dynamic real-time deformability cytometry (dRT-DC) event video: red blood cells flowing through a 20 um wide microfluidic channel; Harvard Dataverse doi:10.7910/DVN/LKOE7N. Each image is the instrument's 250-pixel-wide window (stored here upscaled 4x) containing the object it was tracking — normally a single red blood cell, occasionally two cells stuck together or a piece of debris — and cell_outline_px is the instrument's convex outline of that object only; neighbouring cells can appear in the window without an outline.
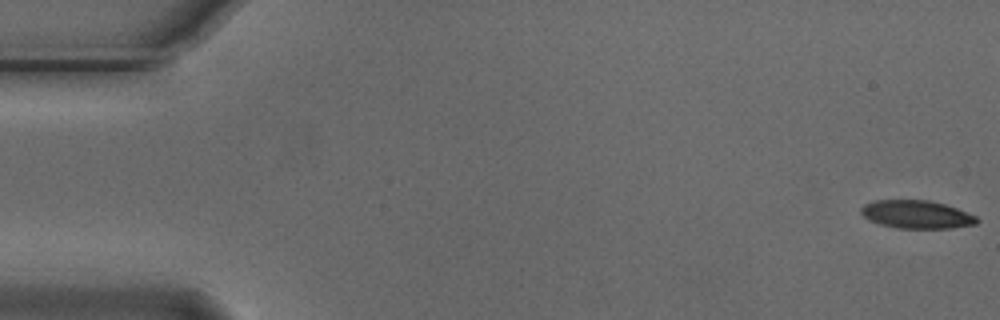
{"species": "Egyptian fruit bat (a non-hibernating species)", "species_latin": "Rousettus aegyptiacus", "temperature_condition": "cold", "stored_images_in_passage": 7, "camera_frame_rate_fps": 3000, "um_per_image_px": 0.085, "animal": {"sex": "male"}, "frame": {"image": 1, "passage_image": 1, "time_ms": 0.0, "image_size_px": [1000, 320], "cell_outline_px": [[980, 220], [976, 224], [952, 228], [896, 228], [880, 224], [868, 220], [860, 212], [860, 208], [864, 204], [872, 200], [928, 200], [944, 204], [956, 208], [976, 216]], "centroid_in_image_um": [77.88, 18.22], "position_along_channel_um": 7.1, "area_um2": 19.02}}